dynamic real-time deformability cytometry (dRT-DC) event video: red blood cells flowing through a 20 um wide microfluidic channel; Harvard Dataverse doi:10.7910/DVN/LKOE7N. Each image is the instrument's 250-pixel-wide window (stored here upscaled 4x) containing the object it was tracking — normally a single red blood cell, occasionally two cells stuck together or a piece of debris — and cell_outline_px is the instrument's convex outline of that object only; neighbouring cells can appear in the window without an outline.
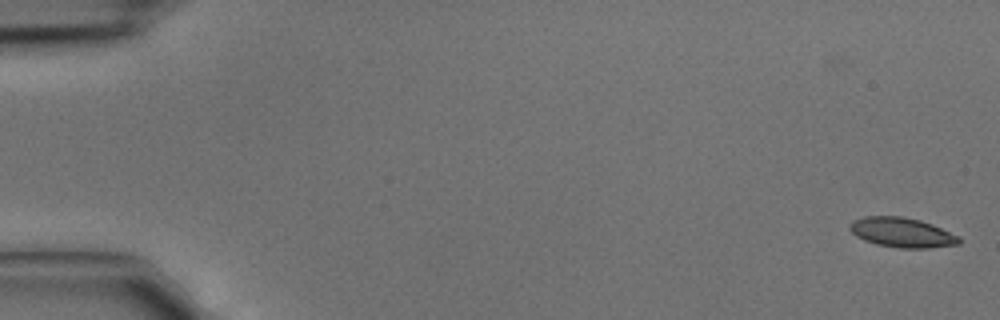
{"species": "common noctule bat (a hibernating species)", "species_latin": "Nyctalus noctula", "temperature_condition": "cold", "stored_images_in_passage": 5, "camera_frame_rate_fps": 3000, "um_per_image_px": 0.085, "animal": {"sex": "male", "body_mass_g": 15.6}, "frame": {"image": 1, "passage_image": 1, "time_ms": 0.0, "image_size_px": [1000, 320], "cell_outline_px": [[960, 244], [928, 248], [900, 248], [876, 244], [864, 240], [856, 236], [848, 228], [848, 224], [852, 220], [864, 216], [904, 216], [920, 220], [932, 224], [960, 236]], "centroid_in_image_um": [76.65, 19.75], "position_along_channel_um": 8.4, "area_um2": 19.13}}
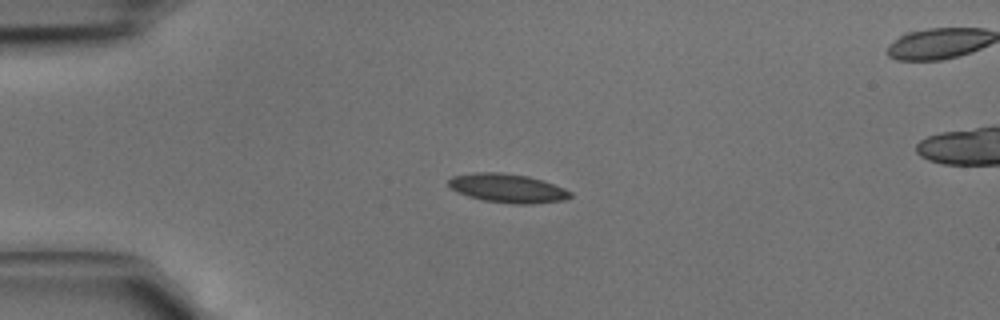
{"frame": {"image": 2, "passage_image": 4, "time_ms": 1.0, "image_size_px": [1000, 320], "cell_outline_px": [[572, 196], [564, 200], [532, 204], [516, 204], [484, 200], [468, 196], [452, 188], [448, 184], [448, 180], [452, 176], [472, 172], [504, 172], [528, 176], [544, 180], [564, 188], [572, 192]], "centroid_in_image_um": [43.17, 15.98], "position_along_channel_um": 41.8, "area_um2": 20.52}}